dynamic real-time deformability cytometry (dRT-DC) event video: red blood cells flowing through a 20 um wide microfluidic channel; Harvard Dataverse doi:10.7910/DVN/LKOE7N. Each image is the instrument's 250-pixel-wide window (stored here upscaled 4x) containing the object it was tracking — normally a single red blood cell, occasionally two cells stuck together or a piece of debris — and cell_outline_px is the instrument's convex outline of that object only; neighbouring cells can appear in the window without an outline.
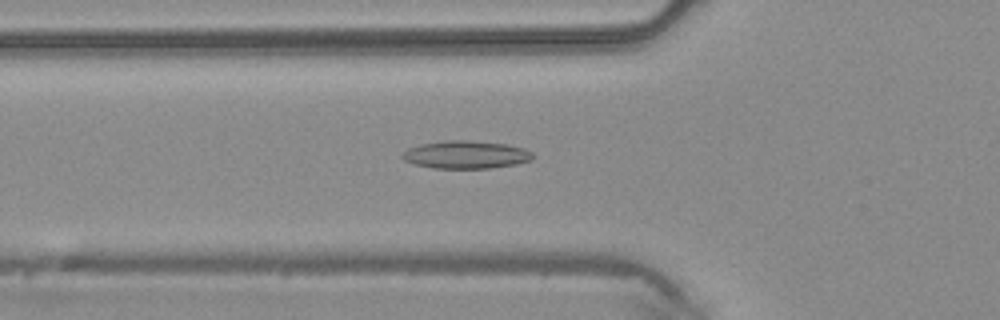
{"species": "common noctule bat (a hibernating species)", "species_latin": "Nyctalus noctula", "temperature_condition": "warm", "stored_images_in_passage": 42, "camera_frame_rate_fps": 3000, "um_per_image_px": 0.085, "animal": {"sex": "male", "body_mass_g": 20.4}, "frame": {"image": 1, "passage_image": 16, "time_ms": 5.0, "image_size_px": [1000, 320], "cell_outline_px": [[532, 160], [516, 164], [492, 168], [432, 168], [416, 164], [404, 160], [400, 156], [408, 148], [420, 144], [448, 140], [468, 140], [508, 144], [524, 148], [532, 152]], "centroid_in_image_um": [39.61, 13.14], "position_along_channel_um": 86.2, "area_um2": 21.15}}
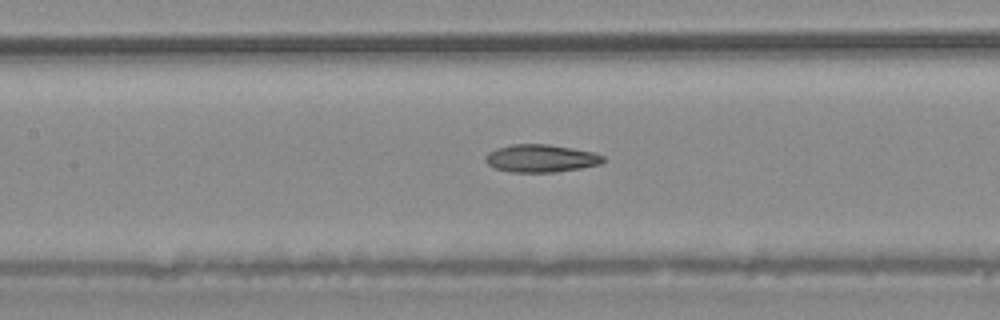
{"frame": {"image": 2, "passage_image": 21, "time_ms": 6.667, "image_size_px": [1000, 320], "cell_outline_px": [[604, 160], [600, 164], [580, 168], [556, 172], [512, 172], [496, 168], [488, 164], [484, 160], [484, 156], [488, 152], [496, 148], [512, 144], [548, 144], [572, 148], [592, 152], [604, 156]], "centroid_in_image_um": [45.95, 13.45], "position_along_channel_um": 161.5, "area_um2": 18.96}}
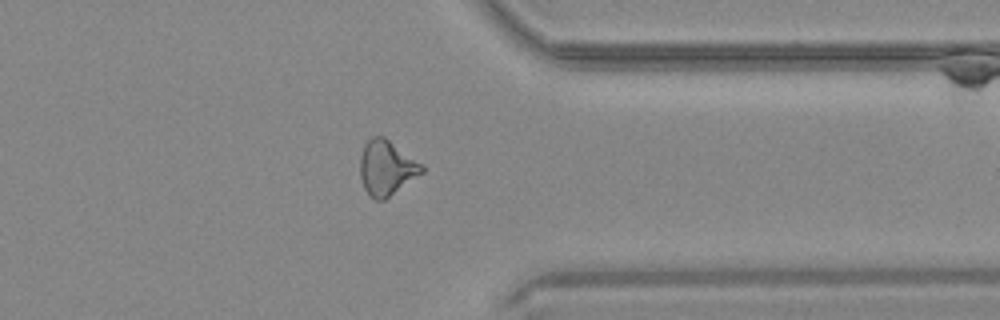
{"frame": {"image": 3, "passage_image": 36, "time_ms": 11.667, "image_size_px": [1000, 320], "cell_outline_px": [[424, 172], [384, 200], [376, 200], [368, 196], [364, 188], [360, 176], [360, 156], [364, 144], [372, 136], [384, 136], [424, 164]], "centroid_in_image_um": [32.86, 14.26], "position_along_channel_um": 378.5, "area_um2": 20.0}}